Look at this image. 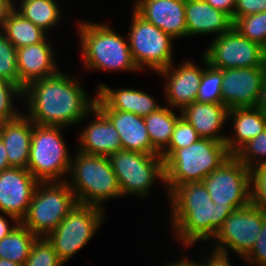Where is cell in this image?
Instances as JSON below:
<instances>
[{
	"label": "cell",
	"instance_id": "cell-6",
	"mask_svg": "<svg viewBox=\"0 0 266 266\" xmlns=\"http://www.w3.org/2000/svg\"><path fill=\"white\" fill-rule=\"evenodd\" d=\"M63 129L33 123L27 170L39 182L66 181L65 175L69 177L72 155L62 136Z\"/></svg>",
	"mask_w": 266,
	"mask_h": 266
},
{
	"label": "cell",
	"instance_id": "cell-5",
	"mask_svg": "<svg viewBox=\"0 0 266 266\" xmlns=\"http://www.w3.org/2000/svg\"><path fill=\"white\" fill-rule=\"evenodd\" d=\"M75 152L66 181L78 203L104 209L107 200L123 197L108 157Z\"/></svg>",
	"mask_w": 266,
	"mask_h": 266
},
{
	"label": "cell",
	"instance_id": "cell-25",
	"mask_svg": "<svg viewBox=\"0 0 266 266\" xmlns=\"http://www.w3.org/2000/svg\"><path fill=\"white\" fill-rule=\"evenodd\" d=\"M228 119L233 120V134L226 137L225 144L231 155L266 129V114L256 107L229 109Z\"/></svg>",
	"mask_w": 266,
	"mask_h": 266
},
{
	"label": "cell",
	"instance_id": "cell-15",
	"mask_svg": "<svg viewBox=\"0 0 266 266\" xmlns=\"http://www.w3.org/2000/svg\"><path fill=\"white\" fill-rule=\"evenodd\" d=\"M263 73V66L222 70L221 103L228 109L255 107Z\"/></svg>",
	"mask_w": 266,
	"mask_h": 266
},
{
	"label": "cell",
	"instance_id": "cell-42",
	"mask_svg": "<svg viewBox=\"0 0 266 266\" xmlns=\"http://www.w3.org/2000/svg\"><path fill=\"white\" fill-rule=\"evenodd\" d=\"M263 80H262V86L260 90V95L258 102L256 104V108L260 109L266 114V62L263 65Z\"/></svg>",
	"mask_w": 266,
	"mask_h": 266
},
{
	"label": "cell",
	"instance_id": "cell-14",
	"mask_svg": "<svg viewBox=\"0 0 266 266\" xmlns=\"http://www.w3.org/2000/svg\"><path fill=\"white\" fill-rule=\"evenodd\" d=\"M39 181L24 168L0 172V212L20 223L26 216L30 202Z\"/></svg>",
	"mask_w": 266,
	"mask_h": 266
},
{
	"label": "cell",
	"instance_id": "cell-16",
	"mask_svg": "<svg viewBox=\"0 0 266 266\" xmlns=\"http://www.w3.org/2000/svg\"><path fill=\"white\" fill-rule=\"evenodd\" d=\"M173 68L171 64L157 73L166 80L163 87L165 100L168 103L166 105L181 110L184 106L196 101L205 68L199 67L191 60H185Z\"/></svg>",
	"mask_w": 266,
	"mask_h": 266
},
{
	"label": "cell",
	"instance_id": "cell-22",
	"mask_svg": "<svg viewBox=\"0 0 266 266\" xmlns=\"http://www.w3.org/2000/svg\"><path fill=\"white\" fill-rule=\"evenodd\" d=\"M113 124L120 136L123 150L160 155L152 146L144 117L131 112L99 109Z\"/></svg>",
	"mask_w": 266,
	"mask_h": 266
},
{
	"label": "cell",
	"instance_id": "cell-19",
	"mask_svg": "<svg viewBox=\"0 0 266 266\" xmlns=\"http://www.w3.org/2000/svg\"><path fill=\"white\" fill-rule=\"evenodd\" d=\"M92 119L79 133L80 147L76 150L89 155L108 157L122 150L119 133L112 122L95 106L91 110Z\"/></svg>",
	"mask_w": 266,
	"mask_h": 266
},
{
	"label": "cell",
	"instance_id": "cell-33",
	"mask_svg": "<svg viewBox=\"0 0 266 266\" xmlns=\"http://www.w3.org/2000/svg\"><path fill=\"white\" fill-rule=\"evenodd\" d=\"M53 245L46 237H37L33 242L28 259L23 266H63Z\"/></svg>",
	"mask_w": 266,
	"mask_h": 266
},
{
	"label": "cell",
	"instance_id": "cell-30",
	"mask_svg": "<svg viewBox=\"0 0 266 266\" xmlns=\"http://www.w3.org/2000/svg\"><path fill=\"white\" fill-rule=\"evenodd\" d=\"M233 28L250 41L266 46V11L236 18Z\"/></svg>",
	"mask_w": 266,
	"mask_h": 266
},
{
	"label": "cell",
	"instance_id": "cell-24",
	"mask_svg": "<svg viewBox=\"0 0 266 266\" xmlns=\"http://www.w3.org/2000/svg\"><path fill=\"white\" fill-rule=\"evenodd\" d=\"M33 122L24 114L11 121L0 123L2 139L10 167L27 169Z\"/></svg>",
	"mask_w": 266,
	"mask_h": 266
},
{
	"label": "cell",
	"instance_id": "cell-9",
	"mask_svg": "<svg viewBox=\"0 0 266 266\" xmlns=\"http://www.w3.org/2000/svg\"><path fill=\"white\" fill-rule=\"evenodd\" d=\"M104 216V209L100 207L77 203L46 237L64 265L93 238Z\"/></svg>",
	"mask_w": 266,
	"mask_h": 266
},
{
	"label": "cell",
	"instance_id": "cell-13",
	"mask_svg": "<svg viewBox=\"0 0 266 266\" xmlns=\"http://www.w3.org/2000/svg\"><path fill=\"white\" fill-rule=\"evenodd\" d=\"M203 55L211 67L219 70L263 66L266 62L264 48L233 27L217 36Z\"/></svg>",
	"mask_w": 266,
	"mask_h": 266
},
{
	"label": "cell",
	"instance_id": "cell-36",
	"mask_svg": "<svg viewBox=\"0 0 266 266\" xmlns=\"http://www.w3.org/2000/svg\"><path fill=\"white\" fill-rule=\"evenodd\" d=\"M23 97V90L16 84L0 78V123L18 118L21 113L13 98Z\"/></svg>",
	"mask_w": 266,
	"mask_h": 266
},
{
	"label": "cell",
	"instance_id": "cell-26",
	"mask_svg": "<svg viewBox=\"0 0 266 266\" xmlns=\"http://www.w3.org/2000/svg\"><path fill=\"white\" fill-rule=\"evenodd\" d=\"M0 28L4 36L16 48L42 42L47 35L45 31L24 18L14 8L9 12Z\"/></svg>",
	"mask_w": 266,
	"mask_h": 266
},
{
	"label": "cell",
	"instance_id": "cell-44",
	"mask_svg": "<svg viewBox=\"0 0 266 266\" xmlns=\"http://www.w3.org/2000/svg\"><path fill=\"white\" fill-rule=\"evenodd\" d=\"M19 223H14L10 226L8 218L0 215V240L7 236Z\"/></svg>",
	"mask_w": 266,
	"mask_h": 266
},
{
	"label": "cell",
	"instance_id": "cell-46",
	"mask_svg": "<svg viewBox=\"0 0 266 266\" xmlns=\"http://www.w3.org/2000/svg\"><path fill=\"white\" fill-rule=\"evenodd\" d=\"M199 261H192L191 259L189 260V257L184 256L182 259L177 260L175 262L172 263H168L165 266H201L200 263H198Z\"/></svg>",
	"mask_w": 266,
	"mask_h": 266
},
{
	"label": "cell",
	"instance_id": "cell-4",
	"mask_svg": "<svg viewBox=\"0 0 266 266\" xmlns=\"http://www.w3.org/2000/svg\"><path fill=\"white\" fill-rule=\"evenodd\" d=\"M231 156L224 142L200 138L176 149L164 161V187L168 195L180 184L202 182Z\"/></svg>",
	"mask_w": 266,
	"mask_h": 266
},
{
	"label": "cell",
	"instance_id": "cell-10",
	"mask_svg": "<svg viewBox=\"0 0 266 266\" xmlns=\"http://www.w3.org/2000/svg\"><path fill=\"white\" fill-rule=\"evenodd\" d=\"M129 29V47L139 70L147 67L157 73L174 63V39L146 21L134 9Z\"/></svg>",
	"mask_w": 266,
	"mask_h": 266
},
{
	"label": "cell",
	"instance_id": "cell-2",
	"mask_svg": "<svg viewBox=\"0 0 266 266\" xmlns=\"http://www.w3.org/2000/svg\"><path fill=\"white\" fill-rule=\"evenodd\" d=\"M171 231L182 247L215 237L225 219L235 210L212 202L203 182L178 185L169 195Z\"/></svg>",
	"mask_w": 266,
	"mask_h": 266
},
{
	"label": "cell",
	"instance_id": "cell-40",
	"mask_svg": "<svg viewBox=\"0 0 266 266\" xmlns=\"http://www.w3.org/2000/svg\"><path fill=\"white\" fill-rule=\"evenodd\" d=\"M210 253L212 254L209 255V258H207L208 256H206V260L204 259L200 262L201 266H232L229 261L230 258H228L229 253L222 252L216 249L211 250Z\"/></svg>",
	"mask_w": 266,
	"mask_h": 266
},
{
	"label": "cell",
	"instance_id": "cell-31",
	"mask_svg": "<svg viewBox=\"0 0 266 266\" xmlns=\"http://www.w3.org/2000/svg\"><path fill=\"white\" fill-rule=\"evenodd\" d=\"M205 70L198 88L196 101L221 103L222 70L211 67L202 55Z\"/></svg>",
	"mask_w": 266,
	"mask_h": 266
},
{
	"label": "cell",
	"instance_id": "cell-12",
	"mask_svg": "<svg viewBox=\"0 0 266 266\" xmlns=\"http://www.w3.org/2000/svg\"><path fill=\"white\" fill-rule=\"evenodd\" d=\"M263 224V207L253 204L234 210L213 238V249L229 253L232 250L243 261L253 250Z\"/></svg>",
	"mask_w": 266,
	"mask_h": 266
},
{
	"label": "cell",
	"instance_id": "cell-48",
	"mask_svg": "<svg viewBox=\"0 0 266 266\" xmlns=\"http://www.w3.org/2000/svg\"><path fill=\"white\" fill-rule=\"evenodd\" d=\"M264 57H265V60H266V46L264 47Z\"/></svg>",
	"mask_w": 266,
	"mask_h": 266
},
{
	"label": "cell",
	"instance_id": "cell-1",
	"mask_svg": "<svg viewBox=\"0 0 266 266\" xmlns=\"http://www.w3.org/2000/svg\"><path fill=\"white\" fill-rule=\"evenodd\" d=\"M63 72L35 80L23 89L26 116L34 124L66 128L91 115L97 97L89 98L79 80Z\"/></svg>",
	"mask_w": 266,
	"mask_h": 266
},
{
	"label": "cell",
	"instance_id": "cell-3",
	"mask_svg": "<svg viewBox=\"0 0 266 266\" xmlns=\"http://www.w3.org/2000/svg\"><path fill=\"white\" fill-rule=\"evenodd\" d=\"M80 52L86 70L140 71L133 60L129 42L106 23L77 21Z\"/></svg>",
	"mask_w": 266,
	"mask_h": 266
},
{
	"label": "cell",
	"instance_id": "cell-11",
	"mask_svg": "<svg viewBox=\"0 0 266 266\" xmlns=\"http://www.w3.org/2000/svg\"><path fill=\"white\" fill-rule=\"evenodd\" d=\"M202 182L215 204L231 205L235 210L251 204V170L235 155L226 159Z\"/></svg>",
	"mask_w": 266,
	"mask_h": 266
},
{
	"label": "cell",
	"instance_id": "cell-7",
	"mask_svg": "<svg viewBox=\"0 0 266 266\" xmlns=\"http://www.w3.org/2000/svg\"><path fill=\"white\" fill-rule=\"evenodd\" d=\"M77 203L67 181L39 182L21 223L37 237H47Z\"/></svg>",
	"mask_w": 266,
	"mask_h": 266
},
{
	"label": "cell",
	"instance_id": "cell-32",
	"mask_svg": "<svg viewBox=\"0 0 266 266\" xmlns=\"http://www.w3.org/2000/svg\"><path fill=\"white\" fill-rule=\"evenodd\" d=\"M234 155L250 170L266 164V129L244 144Z\"/></svg>",
	"mask_w": 266,
	"mask_h": 266
},
{
	"label": "cell",
	"instance_id": "cell-17",
	"mask_svg": "<svg viewBox=\"0 0 266 266\" xmlns=\"http://www.w3.org/2000/svg\"><path fill=\"white\" fill-rule=\"evenodd\" d=\"M133 6L146 21L173 39L187 36L185 0H136Z\"/></svg>",
	"mask_w": 266,
	"mask_h": 266
},
{
	"label": "cell",
	"instance_id": "cell-28",
	"mask_svg": "<svg viewBox=\"0 0 266 266\" xmlns=\"http://www.w3.org/2000/svg\"><path fill=\"white\" fill-rule=\"evenodd\" d=\"M19 2V7H15L17 1H14L13 8L45 32L53 26L56 27L55 25L62 17L61 7L55 0H20Z\"/></svg>",
	"mask_w": 266,
	"mask_h": 266
},
{
	"label": "cell",
	"instance_id": "cell-34",
	"mask_svg": "<svg viewBox=\"0 0 266 266\" xmlns=\"http://www.w3.org/2000/svg\"><path fill=\"white\" fill-rule=\"evenodd\" d=\"M0 78L19 86L17 48L0 28Z\"/></svg>",
	"mask_w": 266,
	"mask_h": 266
},
{
	"label": "cell",
	"instance_id": "cell-43",
	"mask_svg": "<svg viewBox=\"0 0 266 266\" xmlns=\"http://www.w3.org/2000/svg\"><path fill=\"white\" fill-rule=\"evenodd\" d=\"M14 7V0H0V27Z\"/></svg>",
	"mask_w": 266,
	"mask_h": 266
},
{
	"label": "cell",
	"instance_id": "cell-27",
	"mask_svg": "<svg viewBox=\"0 0 266 266\" xmlns=\"http://www.w3.org/2000/svg\"><path fill=\"white\" fill-rule=\"evenodd\" d=\"M171 107H160L157 111L151 112L144 117V122L150 137L152 146L161 153L168 145L173 134L177 120L181 115H177Z\"/></svg>",
	"mask_w": 266,
	"mask_h": 266
},
{
	"label": "cell",
	"instance_id": "cell-18",
	"mask_svg": "<svg viewBox=\"0 0 266 266\" xmlns=\"http://www.w3.org/2000/svg\"><path fill=\"white\" fill-rule=\"evenodd\" d=\"M47 37L39 43L17 48L19 87L23 90L31 82L56 74L58 64ZM57 65V66H56Z\"/></svg>",
	"mask_w": 266,
	"mask_h": 266
},
{
	"label": "cell",
	"instance_id": "cell-41",
	"mask_svg": "<svg viewBox=\"0 0 266 266\" xmlns=\"http://www.w3.org/2000/svg\"><path fill=\"white\" fill-rule=\"evenodd\" d=\"M213 8L221 10L228 14L233 21V14L236 6V0H205Z\"/></svg>",
	"mask_w": 266,
	"mask_h": 266
},
{
	"label": "cell",
	"instance_id": "cell-38",
	"mask_svg": "<svg viewBox=\"0 0 266 266\" xmlns=\"http://www.w3.org/2000/svg\"><path fill=\"white\" fill-rule=\"evenodd\" d=\"M252 266H266V208H263V224L260 236L251 253L244 259Z\"/></svg>",
	"mask_w": 266,
	"mask_h": 266
},
{
	"label": "cell",
	"instance_id": "cell-39",
	"mask_svg": "<svg viewBox=\"0 0 266 266\" xmlns=\"http://www.w3.org/2000/svg\"><path fill=\"white\" fill-rule=\"evenodd\" d=\"M266 11V0H236L233 21L236 18Z\"/></svg>",
	"mask_w": 266,
	"mask_h": 266
},
{
	"label": "cell",
	"instance_id": "cell-8",
	"mask_svg": "<svg viewBox=\"0 0 266 266\" xmlns=\"http://www.w3.org/2000/svg\"><path fill=\"white\" fill-rule=\"evenodd\" d=\"M122 196L148 197L156 179L164 186V161L160 155L119 150L108 156Z\"/></svg>",
	"mask_w": 266,
	"mask_h": 266
},
{
	"label": "cell",
	"instance_id": "cell-29",
	"mask_svg": "<svg viewBox=\"0 0 266 266\" xmlns=\"http://www.w3.org/2000/svg\"><path fill=\"white\" fill-rule=\"evenodd\" d=\"M37 236L21 222L0 240V258L24 265Z\"/></svg>",
	"mask_w": 266,
	"mask_h": 266
},
{
	"label": "cell",
	"instance_id": "cell-20",
	"mask_svg": "<svg viewBox=\"0 0 266 266\" xmlns=\"http://www.w3.org/2000/svg\"><path fill=\"white\" fill-rule=\"evenodd\" d=\"M96 91L95 106L98 109L126 111L145 117L162 107L154 97L139 89L113 90L109 85L102 83L98 85Z\"/></svg>",
	"mask_w": 266,
	"mask_h": 266
},
{
	"label": "cell",
	"instance_id": "cell-47",
	"mask_svg": "<svg viewBox=\"0 0 266 266\" xmlns=\"http://www.w3.org/2000/svg\"><path fill=\"white\" fill-rule=\"evenodd\" d=\"M0 266H23L20 263L9 261L7 259H1L0 258Z\"/></svg>",
	"mask_w": 266,
	"mask_h": 266
},
{
	"label": "cell",
	"instance_id": "cell-21",
	"mask_svg": "<svg viewBox=\"0 0 266 266\" xmlns=\"http://www.w3.org/2000/svg\"><path fill=\"white\" fill-rule=\"evenodd\" d=\"M228 111L222 103L195 101L184 106L180 115L192 125L201 138L225 143L227 135H223L221 130L228 119Z\"/></svg>",
	"mask_w": 266,
	"mask_h": 266
},
{
	"label": "cell",
	"instance_id": "cell-45",
	"mask_svg": "<svg viewBox=\"0 0 266 266\" xmlns=\"http://www.w3.org/2000/svg\"><path fill=\"white\" fill-rule=\"evenodd\" d=\"M9 168L11 167L9 165L7 151L2 139L0 138V172Z\"/></svg>",
	"mask_w": 266,
	"mask_h": 266
},
{
	"label": "cell",
	"instance_id": "cell-23",
	"mask_svg": "<svg viewBox=\"0 0 266 266\" xmlns=\"http://www.w3.org/2000/svg\"><path fill=\"white\" fill-rule=\"evenodd\" d=\"M187 37L214 34L215 38L233 27L232 18L225 12L213 8L205 0H185Z\"/></svg>",
	"mask_w": 266,
	"mask_h": 266
},
{
	"label": "cell",
	"instance_id": "cell-37",
	"mask_svg": "<svg viewBox=\"0 0 266 266\" xmlns=\"http://www.w3.org/2000/svg\"><path fill=\"white\" fill-rule=\"evenodd\" d=\"M251 204L266 208V164L251 170Z\"/></svg>",
	"mask_w": 266,
	"mask_h": 266
},
{
	"label": "cell",
	"instance_id": "cell-35",
	"mask_svg": "<svg viewBox=\"0 0 266 266\" xmlns=\"http://www.w3.org/2000/svg\"><path fill=\"white\" fill-rule=\"evenodd\" d=\"M200 138L192 125L180 117L175 124L169 145L160 153V156L165 161L176 149L190 146Z\"/></svg>",
	"mask_w": 266,
	"mask_h": 266
}]
</instances>
